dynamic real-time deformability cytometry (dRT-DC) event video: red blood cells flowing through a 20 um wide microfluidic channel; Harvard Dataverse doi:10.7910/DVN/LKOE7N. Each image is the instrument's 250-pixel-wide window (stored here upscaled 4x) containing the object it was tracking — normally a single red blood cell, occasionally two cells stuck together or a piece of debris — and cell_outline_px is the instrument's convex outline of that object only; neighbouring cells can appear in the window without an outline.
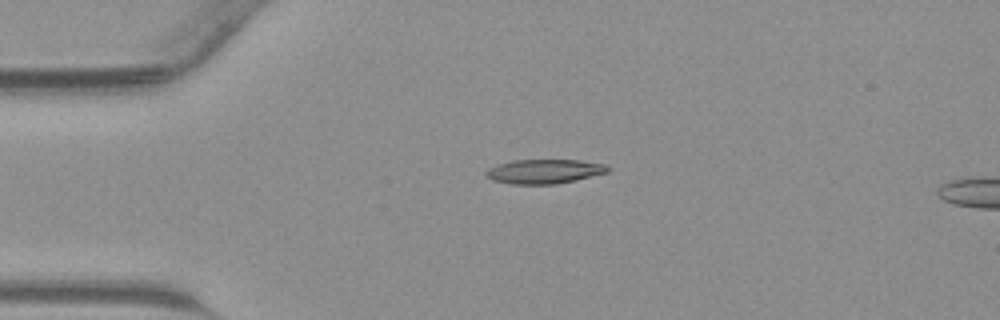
{"species": "common noctule bat (a hibernating species)", "species_latin": "Nyctalus noctula", "temperature_condition": "warm", "stored_images_in_passage": 36, "segment_of_instrument_passage": [1, 2], "camera_frame_rate_fps": 3000, "um_per_image_px": 0.085, "animal": {"sex": "male", "body_mass_g": 23.1, "forearm_length_mm": 52.7}, "frame": {"image": 1, "passage_image": 1, "time_ms": 0.0, "image_size_px": [1000, 320], "cell_outline_px": [[612, 168], [608, 172], [576, 180], [556, 184], [512, 184], [492, 180], [484, 176], [484, 172], [488, 168], [512, 160], [580, 160], [608, 164]], "centroid_in_image_um": [46.29, 14.57], "position_along_channel_um": 38.7, "area_um2": 17.46}}
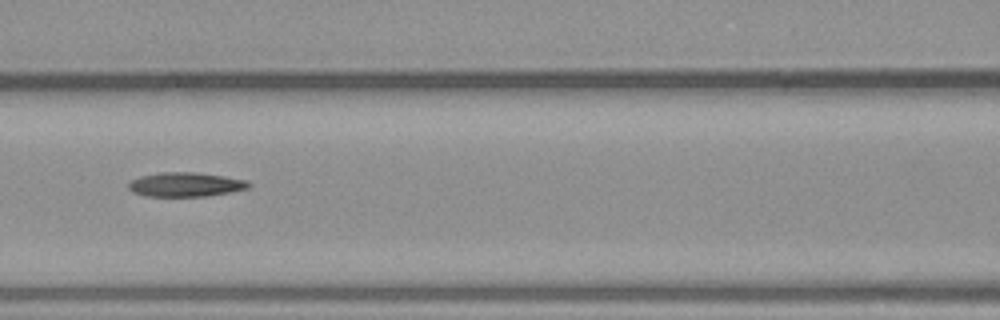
{"frame": {"image": 2, "passage_image": 10, "time_ms": 3.0, "image_size_px": [1000, 320], "cell_outline_px": [[252, 184], [248, 188], [208, 196], [148, 196], [132, 192], [128, 188], [128, 184], [132, 180], [140, 176], [160, 172], [192, 172], [224, 176], [244, 180]], "centroid_in_image_um": [15.74, 15.68], "position_along_channel_um": 150.9, "area_um2": 16.82}}
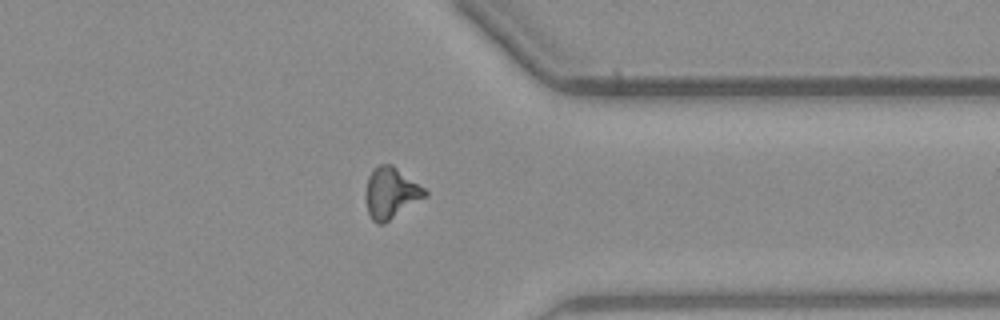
{"frame": {"image": 3, "passage_image": 25, "time_ms": 8.0, "image_size_px": [1000, 320], "cell_outline_px": [[428, 196], [384, 224], [376, 224], [372, 220], [368, 212], [364, 196], [364, 192], [368, 176], [372, 168], [380, 164], [392, 164], [424, 188], [428, 192]], "centroid_in_image_um": [33.2, 16.41], "position_along_channel_um": 378.2, "area_um2": 17.98}}